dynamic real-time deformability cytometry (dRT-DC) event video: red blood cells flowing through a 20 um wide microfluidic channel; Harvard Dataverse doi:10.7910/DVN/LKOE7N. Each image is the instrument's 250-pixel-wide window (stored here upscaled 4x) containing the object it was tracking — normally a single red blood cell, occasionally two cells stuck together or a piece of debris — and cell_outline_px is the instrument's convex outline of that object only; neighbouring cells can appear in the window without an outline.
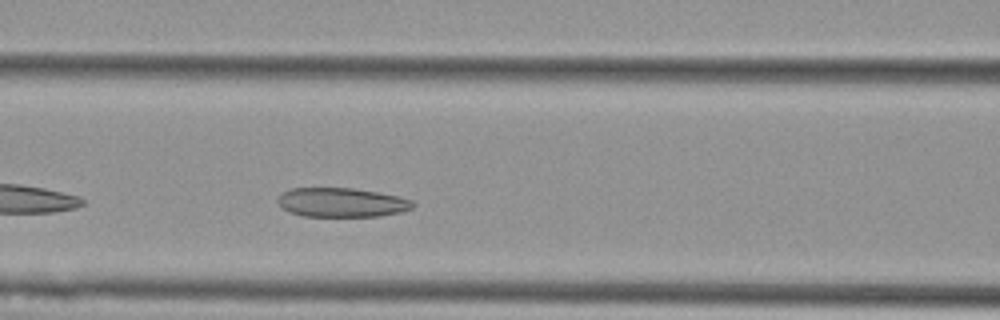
{"species": "Egyptian fruit bat (a non-hibernating species)", "species_latin": "Rousettus aegyptiacus", "temperature_condition": "cold", "stored_images_in_passage": 40, "camera_frame_rate_fps": 3000, "um_per_image_px": 0.085, "animal": {"sex": "female"}, "frame": {"image": 1, "passage_image": 8, "time_ms": 2.333, "image_size_px": [1000, 320], "cell_outline_px": [[416, 204], [412, 208], [400, 212], [380, 216], [304, 216], [288, 212], [280, 208], [276, 200], [280, 192], [292, 188], [352, 188], [400, 196], [412, 200]], "centroid_in_image_um": [28.99, 17.2], "position_along_channel_um": 137.6, "area_um2": 23.24}}
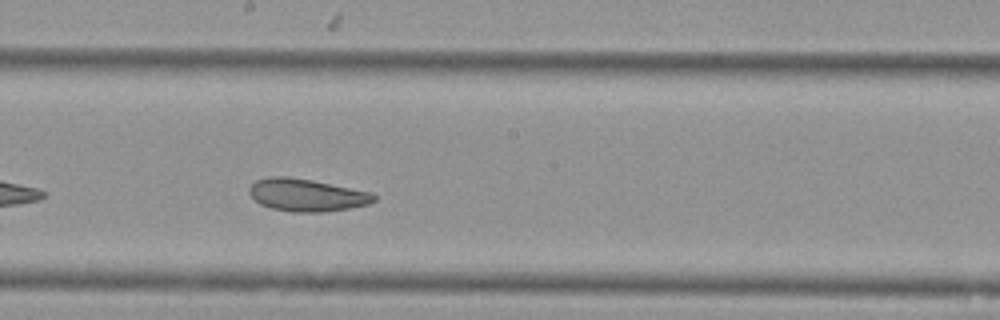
{"frame": {"image": 2, "passage_image": 15, "time_ms": 4.667, "image_size_px": [1000, 320], "cell_outline_px": [[376, 200], [368, 204], [348, 208], [324, 212], [292, 212], [272, 208], [260, 204], [248, 192], [248, 188], [256, 180], [272, 176], [288, 176], [312, 180], [372, 192], [376, 196]], "centroid_in_image_um": [26.07, 16.57], "position_along_channel_um": 222.1, "area_um2": 23.58}}
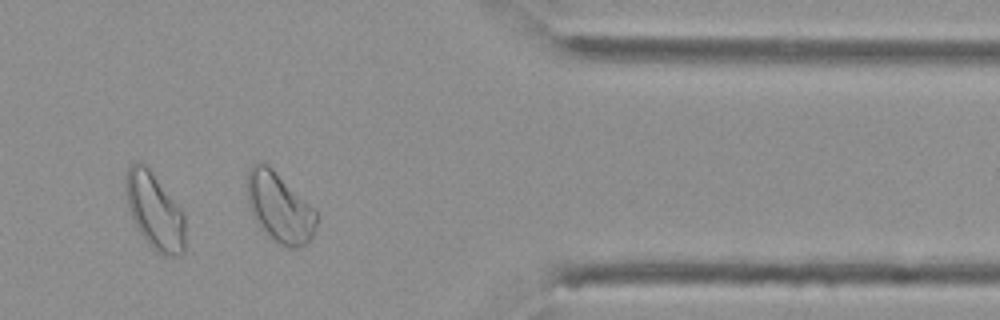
{"frame": {"image": 3, "passage_image": 30, "time_ms": 9.667, "image_size_px": [1000, 320], "cell_outline_px": [[316, 228], [312, 236], [304, 244], [296, 248], [288, 248], [280, 244], [268, 236], [252, 216], [248, 204], [248, 168], [252, 164], [260, 160], [264, 160], [316, 208]], "centroid_in_image_um": [23.76, 17.59], "position_along_channel_um": 387.6, "area_um2": 28.44}, "authors_computed_cell_mechanics": {"area_um2": 24.854, "velocity_mm_per_s": 3.646, "shape_relaxation_time_tau1_ms": null, "shape_relaxation_time_tau2_ms": 3.5527, "deformation_change_tau1": null, "deformation_change_tau2": 0.0928}}